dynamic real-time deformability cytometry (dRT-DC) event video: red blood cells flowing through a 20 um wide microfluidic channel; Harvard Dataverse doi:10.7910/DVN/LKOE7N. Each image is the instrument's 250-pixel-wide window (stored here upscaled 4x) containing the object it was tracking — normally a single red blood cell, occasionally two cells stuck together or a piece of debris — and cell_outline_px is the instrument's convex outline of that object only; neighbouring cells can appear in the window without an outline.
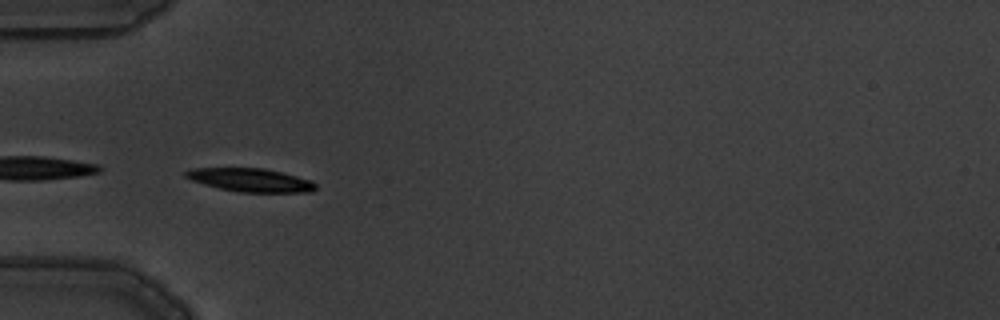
{"species": "common noctule bat (a hibernating species)", "species_latin": "Nyctalus noctula", "temperature_condition": "warm", "stored_images_in_passage": 7, "camera_frame_rate_fps": 3000, "um_per_image_px": 0.085, "animal": {"sex": "male", "body_mass_g": 19.5, "forearm_length_mm": 54.6}, "frame": {"image": 1, "passage_image": 6, "time_ms": 1.667, "image_size_px": [1000, 320], "cell_outline_px": [[316, 188], [312, 192], [240, 192], [220, 188], [204, 184], [192, 180], [184, 176], [184, 172], [188, 168], [264, 168], [312, 180], [316, 184]], "centroid_in_image_um": [21.29, 15.3], "position_along_channel_um": 63.7, "area_um2": 17.63}}